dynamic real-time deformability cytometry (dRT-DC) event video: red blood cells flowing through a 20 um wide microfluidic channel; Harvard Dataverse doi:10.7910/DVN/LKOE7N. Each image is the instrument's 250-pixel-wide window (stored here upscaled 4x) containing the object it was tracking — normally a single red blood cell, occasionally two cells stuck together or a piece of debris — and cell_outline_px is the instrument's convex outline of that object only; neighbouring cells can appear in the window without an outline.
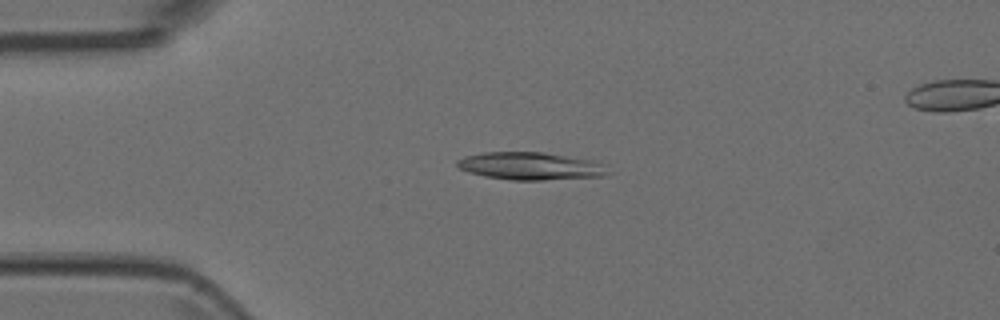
{"species": "Egyptian fruit bat (a non-hibernating species)", "species_latin": "Rousettus aegyptiacus", "temperature_condition": "room temperature", "stored_images_in_passage": 5, "segment_of_instrument_passage": [1, 2], "camera_frame_rate_fps": 3000, "um_per_image_px": 0.085, "animal": {"sex": "female"}, "frame": {"image": 1, "passage_image": 3, "time_ms": 0.667, "image_size_px": [1000, 320], "cell_outline_px": [[612, 172], [604, 176], [544, 180], [512, 180], [484, 176], [468, 172], [460, 168], [456, 164], [456, 160], [464, 156], [484, 152], [544, 152], [588, 160], [604, 164]], "centroid_in_image_um": [45.08, 14.12], "position_along_channel_um": 39.9, "area_um2": 24.28}}